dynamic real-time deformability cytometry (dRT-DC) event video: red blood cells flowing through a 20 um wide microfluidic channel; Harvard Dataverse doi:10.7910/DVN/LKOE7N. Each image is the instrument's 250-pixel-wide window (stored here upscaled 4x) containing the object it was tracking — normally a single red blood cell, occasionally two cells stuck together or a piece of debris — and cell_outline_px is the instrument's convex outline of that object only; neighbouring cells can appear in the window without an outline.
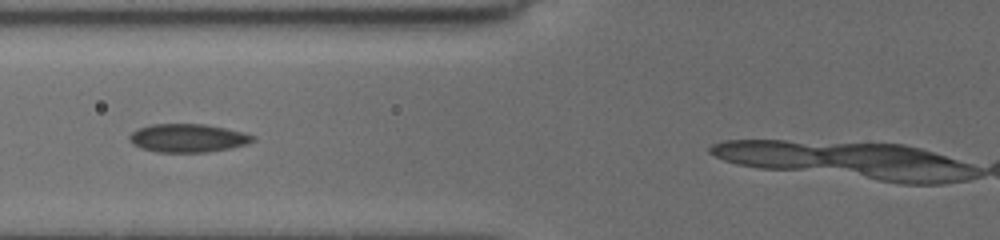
{"species": "common noctule bat (a hibernating species)", "species_latin": "Nyctalus noctula", "temperature_condition": "cold", "stored_images_in_passage": 12, "camera_frame_rate_fps": 3000, "um_per_image_px": 0.085, "animal": {"sex": "female", "body_mass_g": 19.5, "forearm_length_mm": 54.1}, "frame": {"image": 1, "passage_image": 6, "time_ms": 1.667, "image_size_px": [1000, 240], "cell_outline_px": [[256, 140], [248, 144], [208, 152], [156, 152], [140, 148], [132, 144], [128, 140], [128, 136], [132, 132], [140, 128], [152, 124], [204, 124], [244, 132], [256, 136]], "centroid_in_image_um": [15.97, 11.74], "position_along_channel_um": 109.8, "area_um2": 20.46}}
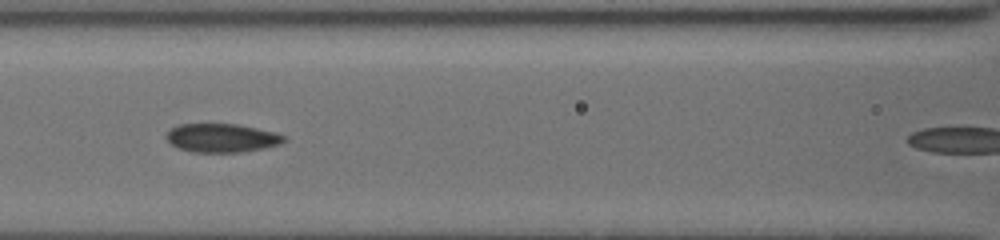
{"frame": {"image": 2, "passage_image": 9, "time_ms": 2.667, "image_size_px": [1000, 240], "cell_outline_px": [[288, 140], [280, 144], [264, 148], [240, 152], [192, 152], [180, 148], [172, 144], [168, 140], [168, 132], [172, 128], [180, 124], [236, 124], [276, 132], [284, 136]], "centroid_in_image_um": [18.91, 11.72], "position_along_channel_um": 147.7, "area_um2": 19.42}}